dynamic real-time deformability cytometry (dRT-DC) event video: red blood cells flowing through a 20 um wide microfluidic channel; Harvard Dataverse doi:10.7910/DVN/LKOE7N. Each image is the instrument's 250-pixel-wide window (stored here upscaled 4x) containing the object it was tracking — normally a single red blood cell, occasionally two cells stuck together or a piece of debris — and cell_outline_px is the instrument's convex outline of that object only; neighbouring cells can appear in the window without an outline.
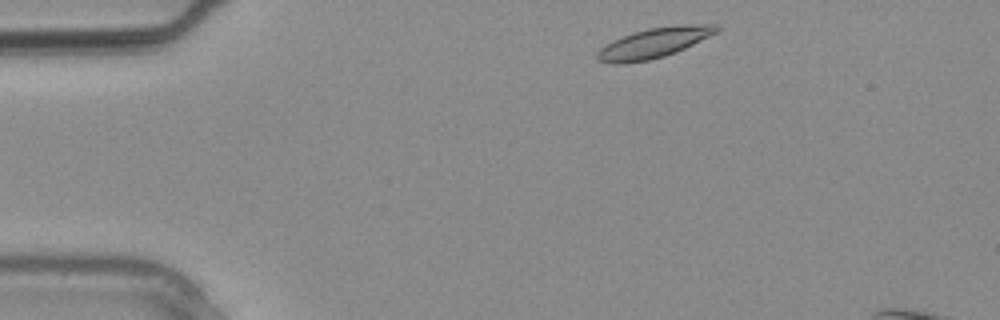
{"species": "common noctule bat (a hibernating species)", "species_latin": "Nyctalus noctula", "temperature_condition": "warm", "stored_images_in_passage": 2, "camera_frame_rate_fps": 3000, "um_per_image_px": 0.085, "animal": {"sex": "male", "body_mass_g": 20.4}, "frame": {"image": 1, "passage_image": 1, "time_ms": 0.0, "image_size_px": [1000, 320], "cell_outline_px": [[720, 28], [716, 32], [676, 52], [664, 56], [648, 60], [624, 64], [612, 64], [600, 60], [596, 56], [596, 52], [600, 48], [624, 36], [648, 28], [676, 24], [720, 24]], "centroid_in_image_um": [55.61, 3.64], "position_along_channel_um": 29.4, "area_um2": 20.58}}